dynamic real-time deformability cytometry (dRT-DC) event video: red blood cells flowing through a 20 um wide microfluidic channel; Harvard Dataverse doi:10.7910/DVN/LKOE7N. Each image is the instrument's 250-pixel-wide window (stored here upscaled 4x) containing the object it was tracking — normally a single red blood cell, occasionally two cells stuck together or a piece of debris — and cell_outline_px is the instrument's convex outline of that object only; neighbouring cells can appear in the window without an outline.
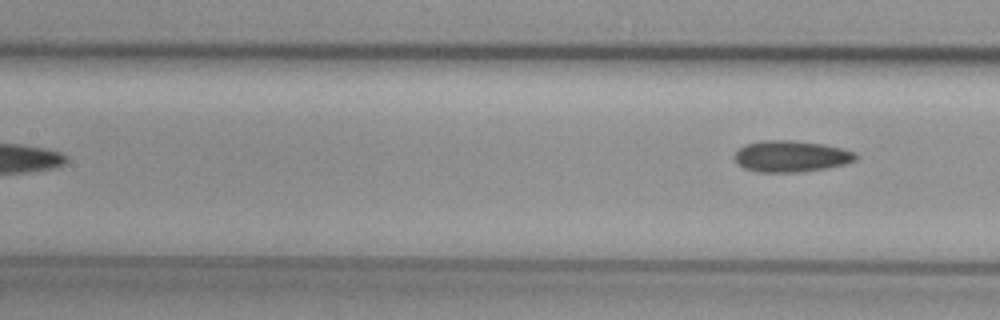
{"species": "common noctule bat (a hibernating species)", "species_latin": "Nyctalus noctula", "temperature_condition": "cold", "stored_images_in_passage": 7, "camera_frame_rate_fps": 3000, "um_per_image_px": 0.085, "animal": {"sex": "female", "body_mass_g": 29.2, "forearm_length_mm": 56.3}, "frame": {"image": 1, "passage_image": 7, "time_ms": 8.0, "image_size_px": [1000, 320], "cell_outline_px": [[856, 160], [844, 164], [824, 168], [800, 172], [756, 172], [744, 168], [736, 164], [736, 152], [744, 144], [764, 140], [792, 140], [824, 144], [856, 152]], "centroid_in_image_um": [67.22, 13.28], "position_along_channel_um": 140.2, "area_um2": 22.08}}